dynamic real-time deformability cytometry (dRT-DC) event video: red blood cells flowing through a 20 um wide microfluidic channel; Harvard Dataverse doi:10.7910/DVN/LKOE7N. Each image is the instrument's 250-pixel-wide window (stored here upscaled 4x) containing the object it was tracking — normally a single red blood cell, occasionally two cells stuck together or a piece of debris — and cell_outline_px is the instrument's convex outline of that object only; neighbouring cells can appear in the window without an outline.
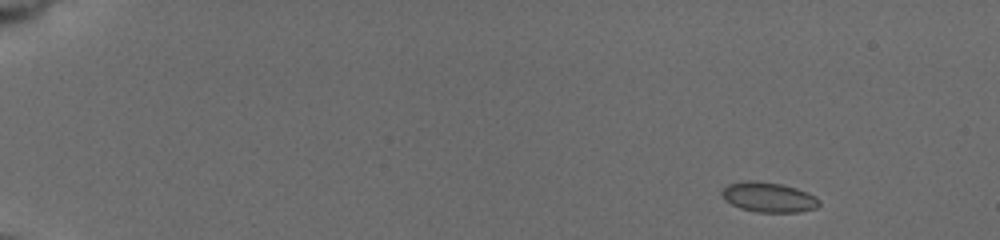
{"species": "common noctule bat (a hibernating species)", "species_latin": "Nyctalus noctula", "temperature_condition": "cold", "stored_images_in_passage": 8, "camera_frame_rate_fps": 3000, "um_per_image_px": 0.085, "animal": {"sex": "female", "body_mass_g": 19.5, "forearm_length_mm": 54.1}, "frame": {"image": 1, "passage_image": 1, "time_ms": 0.0, "image_size_px": [1000, 240], "cell_outline_px": [[820, 204], [816, 208], [796, 212], [756, 212], [740, 208], [724, 200], [720, 192], [728, 184], [748, 180], [756, 180], [780, 184], [796, 188], [816, 196], [820, 200]], "centroid_in_image_um": [65.32, 16.76], "position_along_channel_um": 19.7, "area_um2": 16.99}}
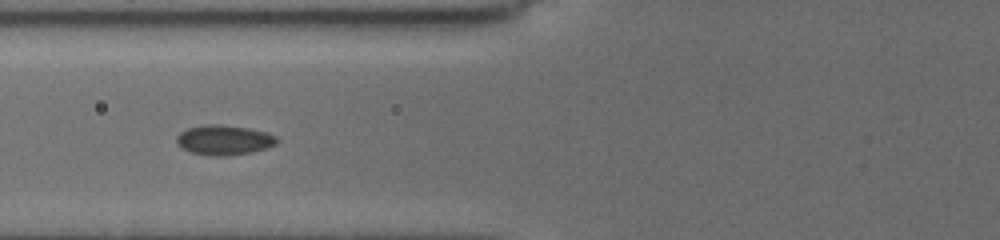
{"frame": {"image": 2, "passage_image": 6, "time_ms": 6.0, "image_size_px": [1000, 240], "cell_outline_px": [[276, 144], [268, 148], [252, 152], [228, 156], [208, 156], [192, 152], [184, 148], [176, 140], [176, 136], [180, 132], [188, 128], [212, 124], [248, 128], [264, 132], [276, 136]], "centroid_in_image_um": [19.06, 11.92], "position_along_channel_um": 106.7, "area_um2": 17.17}}
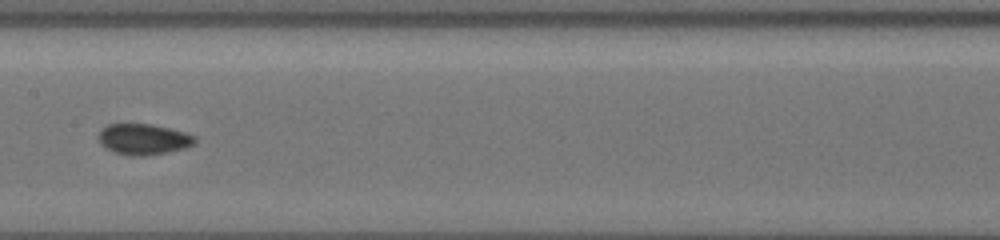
{"frame": {"image": 3, "passage_image": 8, "time_ms": 8.333, "image_size_px": [1000, 240], "cell_outline_px": [[196, 140], [192, 144], [184, 148], [144, 156], [132, 156], [112, 152], [104, 148], [100, 144], [100, 132], [108, 124], [148, 124], [168, 128], [184, 132], [196, 136]], "centroid_in_image_um": [12.17, 11.84], "position_along_channel_um": 195.2, "area_um2": 17.05}}